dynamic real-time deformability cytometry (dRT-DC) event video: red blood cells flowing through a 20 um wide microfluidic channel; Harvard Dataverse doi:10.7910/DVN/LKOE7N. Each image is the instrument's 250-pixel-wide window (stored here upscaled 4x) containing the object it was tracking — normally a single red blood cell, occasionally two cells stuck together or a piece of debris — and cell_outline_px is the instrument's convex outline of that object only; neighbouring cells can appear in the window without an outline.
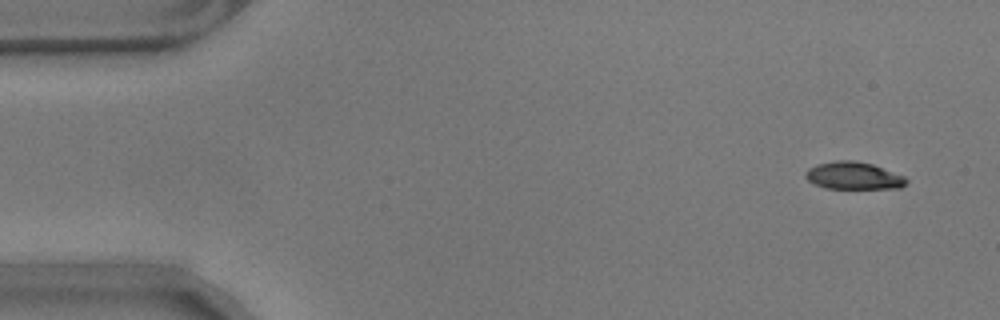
{"species": "common noctule bat (a hibernating species)", "species_latin": "Nyctalus noctula", "temperature_condition": "warm", "stored_images_in_passage": 13, "camera_frame_rate_fps": 3000, "um_per_image_px": 0.085, "animal": {"sex": "male", "body_mass_g": 17.9}, "frame": {"image": 1, "passage_image": 4, "time_ms": 1.0, "image_size_px": [1000, 320], "cell_outline_px": [[908, 180], [900, 188], [824, 188], [812, 184], [804, 176], [804, 172], [808, 168], [816, 164], [836, 160], [856, 160], [872, 164], [904, 176]], "centroid_in_image_um": [72.49, 14.92], "position_along_channel_um": 12.5, "area_um2": 16.18}}